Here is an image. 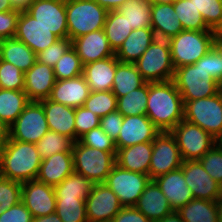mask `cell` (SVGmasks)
<instances>
[{
    "mask_svg": "<svg viewBox=\"0 0 222 222\" xmlns=\"http://www.w3.org/2000/svg\"><path fill=\"white\" fill-rule=\"evenodd\" d=\"M22 183L0 177V215L21 201Z\"/></svg>",
    "mask_w": 222,
    "mask_h": 222,
    "instance_id": "obj_44",
    "label": "cell"
},
{
    "mask_svg": "<svg viewBox=\"0 0 222 222\" xmlns=\"http://www.w3.org/2000/svg\"><path fill=\"white\" fill-rule=\"evenodd\" d=\"M218 205H219V208L222 209V193L218 199Z\"/></svg>",
    "mask_w": 222,
    "mask_h": 222,
    "instance_id": "obj_64",
    "label": "cell"
},
{
    "mask_svg": "<svg viewBox=\"0 0 222 222\" xmlns=\"http://www.w3.org/2000/svg\"><path fill=\"white\" fill-rule=\"evenodd\" d=\"M29 102L24 90L0 88V119L11 126Z\"/></svg>",
    "mask_w": 222,
    "mask_h": 222,
    "instance_id": "obj_33",
    "label": "cell"
},
{
    "mask_svg": "<svg viewBox=\"0 0 222 222\" xmlns=\"http://www.w3.org/2000/svg\"><path fill=\"white\" fill-rule=\"evenodd\" d=\"M147 174L125 170L115 164L104 182L118 197L123 207L135 206L146 185Z\"/></svg>",
    "mask_w": 222,
    "mask_h": 222,
    "instance_id": "obj_11",
    "label": "cell"
},
{
    "mask_svg": "<svg viewBox=\"0 0 222 222\" xmlns=\"http://www.w3.org/2000/svg\"><path fill=\"white\" fill-rule=\"evenodd\" d=\"M20 11L0 12V38L13 37L16 33Z\"/></svg>",
    "mask_w": 222,
    "mask_h": 222,
    "instance_id": "obj_53",
    "label": "cell"
},
{
    "mask_svg": "<svg viewBox=\"0 0 222 222\" xmlns=\"http://www.w3.org/2000/svg\"><path fill=\"white\" fill-rule=\"evenodd\" d=\"M170 132L176 139L183 161L200 160L216 144V139L209 133L184 119Z\"/></svg>",
    "mask_w": 222,
    "mask_h": 222,
    "instance_id": "obj_9",
    "label": "cell"
},
{
    "mask_svg": "<svg viewBox=\"0 0 222 222\" xmlns=\"http://www.w3.org/2000/svg\"><path fill=\"white\" fill-rule=\"evenodd\" d=\"M84 107L101 118L117 110V97L112 91H91Z\"/></svg>",
    "mask_w": 222,
    "mask_h": 222,
    "instance_id": "obj_42",
    "label": "cell"
},
{
    "mask_svg": "<svg viewBox=\"0 0 222 222\" xmlns=\"http://www.w3.org/2000/svg\"><path fill=\"white\" fill-rule=\"evenodd\" d=\"M151 28L156 38L168 40L183 30L173 4L159 3L151 7Z\"/></svg>",
    "mask_w": 222,
    "mask_h": 222,
    "instance_id": "obj_27",
    "label": "cell"
},
{
    "mask_svg": "<svg viewBox=\"0 0 222 222\" xmlns=\"http://www.w3.org/2000/svg\"><path fill=\"white\" fill-rule=\"evenodd\" d=\"M156 39L151 27L134 29L115 52L121 63H135Z\"/></svg>",
    "mask_w": 222,
    "mask_h": 222,
    "instance_id": "obj_29",
    "label": "cell"
},
{
    "mask_svg": "<svg viewBox=\"0 0 222 222\" xmlns=\"http://www.w3.org/2000/svg\"><path fill=\"white\" fill-rule=\"evenodd\" d=\"M205 69L216 82H222V44L216 42L205 55Z\"/></svg>",
    "mask_w": 222,
    "mask_h": 222,
    "instance_id": "obj_50",
    "label": "cell"
},
{
    "mask_svg": "<svg viewBox=\"0 0 222 222\" xmlns=\"http://www.w3.org/2000/svg\"><path fill=\"white\" fill-rule=\"evenodd\" d=\"M153 180L166 196L173 211H178L194 199L191 189L185 182L181 167Z\"/></svg>",
    "mask_w": 222,
    "mask_h": 222,
    "instance_id": "obj_21",
    "label": "cell"
},
{
    "mask_svg": "<svg viewBox=\"0 0 222 222\" xmlns=\"http://www.w3.org/2000/svg\"><path fill=\"white\" fill-rule=\"evenodd\" d=\"M110 47L116 52L133 28L118 10L108 11L103 28Z\"/></svg>",
    "mask_w": 222,
    "mask_h": 222,
    "instance_id": "obj_35",
    "label": "cell"
},
{
    "mask_svg": "<svg viewBox=\"0 0 222 222\" xmlns=\"http://www.w3.org/2000/svg\"><path fill=\"white\" fill-rule=\"evenodd\" d=\"M32 222H63L59 216L55 213L48 214L45 216L34 217Z\"/></svg>",
    "mask_w": 222,
    "mask_h": 222,
    "instance_id": "obj_58",
    "label": "cell"
},
{
    "mask_svg": "<svg viewBox=\"0 0 222 222\" xmlns=\"http://www.w3.org/2000/svg\"><path fill=\"white\" fill-rule=\"evenodd\" d=\"M9 139V126L0 119V150Z\"/></svg>",
    "mask_w": 222,
    "mask_h": 222,
    "instance_id": "obj_57",
    "label": "cell"
},
{
    "mask_svg": "<svg viewBox=\"0 0 222 222\" xmlns=\"http://www.w3.org/2000/svg\"><path fill=\"white\" fill-rule=\"evenodd\" d=\"M122 123L123 115L116 110L108 113L104 117H101L99 126L109 137L116 141L119 136Z\"/></svg>",
    "mask_w": 222,
    "mask_h": 222,
    "instance_id": "obj_51",
    "label": "cell"
},
{
    "mask_svg": "<svg viewBox=\"0 0 222 222\" xmlns=\"http://www.w3.org/2000/svg\"><path fill=\"white\" fill-rule=\"evenodd\" d=\"M15 37L25 43L36 54L59 40L53 32L37 22L26 11L20 12Z\"/></svg>",
    "mask_w": 222,
    "mask_h": 222,
    "instance_id": "obj_18",
    "label": "cell"
},
{
    "mask_svg": "<svg viewBox=\"0 0 222 222\" xmlns=\"http://www.w3.org/2000/svg\"><path fill=\"white\" fill-rule=\"evenodd\" d=\"M134 207L151 222H157L173 212L166 196L154 180H150L146 185Z\"/></svg>",
    "mask_w": 222,
    "mask_h": 222,
    "instance_id": "obj_25",
    "label": "cell"
},
{
    "mask_svg": "<svg viewBox=\"0 0 222 222\" xmlns=\"http://www.w3.org/2000/svg\"><path fill=\"white\" fill-rule=\"evenodd\" d=\"M56 82L53 67L35 64L24 73V92L29 101H42L48 99Z\"/></svg>",
    "mask_w": 222,
    "mask_h": 222,
    "instance_id": "obj_19",
    "label": "cell"
},
{
    "mask_svg": "<svg viewBox=\"0 0 222 222\" xmlns=\"http://www.w3.org/2000/svg\"><path fill=\"white\" fill-rule=\"evenodd\" d=\"M92 183L79 173L73 172L60 184L54 186L56 198H77L85 200L91 193Z\"/></svg>",
    "mask_w": 222,
    "mask_h": 222,
    "instance_id": "obj_36",
    "label": "cell"
},
{
    "mask_svg": "<svg viewBox=\"0 0 222 222\" xmlns=\"http://www.w3.org/2000/svg\"><path fill=\"white\" fill-rule=\"evenodd\" d=\"M45 111L49 131L63 134L76 142L75 108L45 99L40 101Z\"/></svg>",
    "mask_w": 222,
    "mask_h": 222,
    "instance_id": "obj_23",
    "label": "cell"
},
{
    "mask_svg": "<svg viewBox=\"0 0 222 222\" xmlns=\"http://www.w3.org/2000/svg\"><path fill=\"white\" fill-rule=\"evenodd\" d=\"M12 8L20 12L27 11L35 0H9Z\"/></svg>",
    "mask_w": 222,
    "mask_h": 222,
    "instance_id": "obj_56",
    "label": "cell"
},
{
    "mask_svg": "<svg viewBox=\"0 0 222 222\" xmlns=\"http://www.w3.org/2000/svg\"><path fill=\"white\" fill-rule=\"evenodd\" d=\"M152 4H159V3H168V4H173L177 0H150Z\"/></svg>",
    "mask_w": 222,
    "mask_h": 222,
    "instance_id": "obj_62",
    "label": "cell"
},
{
    "mask_svg": "<svg viewBox=\"0 0 222 222\" xmlns=\"http://www.w3.org/2000/svg\"><path fill=\"white\" fill-rule=\"evenodd\" d=\"M56 214L63 222H88L85 200L56 198Z\"/></svg>",
    "mask_w": 222,
    "mask_h": 222,
    "instance_id": "obj_40",
    "label": "cell"
},
{
    "mask_svg": "<svg viewBox=\"0 0 222 222\" xmlns=\"http://www.w3.org/2000/svg\"><path fill=\"white\" fill-rule=\"evenodd\" d=\"M216 144L222 149V134L216 139Z\"/></svg>",
    "mask_w": 222,
    "mask_h": 222,
    "instance_id": "obj_63",
    "label": "cell"
},
{
    "mask_svg": "<svg viewBox=\"0 0 222 222\" xmlns=\"http://www.w3.org/2000/svg\"><path fill=\"white\" fill-rule=\"evenodd\" d=\"M172 81L183 100L211 97L219 92V83L205 69V55L195 64L176 68Z\"/></svg>",
    "mask_w": 222,
    "mask_h": 222,
    "instance_id": "obj_4",
    "label": "cell"
},
{
    "mask_svg": "<svg viewBox=\"0 0 222 222\" xmlns=\"http://www.w3.org/2000/svg\"><path fill=\"white\" fill-rule=\"evenodd\" d=\"M21 202L31 212L32 217L55 213L56 195L54 186L30 180L22 183Z\"/></svg>",
    "mask_w": 222,
    "mask_h": 222,
    "instance_id": "obj_15",
    "label": "cell"
},
{
    "mask_svg": "<svg viewBox=\"0 0 222 222\" xmlns=\"http://www.w3.org/2000/svg\"><path fill=\"white\" fill-rule=\"evenodd\" d=\"M75 141L68 136L48 131L37 143V151L41 159H46L60 152H72Z\"/></svg>",
    "mask_w": 222,
    "mask_h": 222,
    "instance_id": "obj_39",
    "label": "cell"
},
{
    "mask_svg": "<svg viewBox=\"0 0 222 222\" xmlns=\"http://www.w3.org/2000/svg\"><path fill=\"white\" fill-rule=\"evenodd\" d=\"M111 222H151L134 206L122 207Z\"/></svg>",
    "mask_w": 222,
    "mask_h": 222,
    "instance_id": "obj_54",
    "label": "cell"
},
{
    "mask_svg": "<svg viewBox=\"0 0 222 222\" xmlns=\"http://www.w3.org/2000/svg\"><path fill=\"white\" fill-rule=\"evenodd\" d=\"M100 117L81 106L75 108L76 141L90 130L99 127Z\"/></svg>",
    "mask_w": 222,
    "mask_h": 222,
    "instance_id": "obj_49",
    "label": "cell"
},
{
    "mask_svg": "<svg viewBox=\"0 0 222 222\" xmlns=\"http://www.w3.org/2000/svg\"><path fill=\"white\" fill-rule=\"evenodd\" d=\"M74 172L72 152H60L42 159L37 180L55 186Z\"/></svg>",
    "mask_w": 222,
    "mask_h": 222,
    "instance_id": "obj_26",
    "label": "cell"
},
{
    "mask_svg": "<svg viewBox=\"0 0 222 222\" xmlns=\"http://www.w3.org/2000/svg\"><path fill=\"white\" fill-rule=\"evenodd\" d=\"M184 222H218V201L192 199L177 211Z\"/></svg>",
    "mask_w": 222,
    "mask_h": 222,
    "instance_id": "obj_32",
    "label": "cell"
},
{
    "mask_svg": "<svg viewBox=\"0 0 222 222\" xmlns=\"http://www.w3.org/2000/svg\"><path fill=\"white\" fill-rule=\"evenodd\" d=\"M143 79L134 63H121L116 65L112 93L117 97L125 96L127 93L143 86Z\"/></svg>",
    "mask_w": 222,
    "mask_h": 222,
    "instance_id": "obj_31",
    "label": "cell"
},
{
    "mask_svg": "<svg viewBox=\"0 0 222 222\" xmlns=\"http://www.w3.org/2000/svg\"><path fill=\"white\" fill-rule=\"evenodd\" d=\"M181 168L194 199L218 201L222 186L210 177L199 160L183 161Z\"/></svg>",
    "mask_w": 222,
    "mask_h": 222,
    "instance_id": "obj_16",
    "label": "cell"
},
{
    "mask_svg": "<svg viewBox=\"0 0 222 222\" xmlns=\"http://www.w3.org/2000/svg\"><path fill=\"white\" fill-rule=\"evenodd\" d=\"M206 25L216 31L222 24V0H193Z\"/></svg>",
    "mask_w": 222,
    "mask_h": 222,
    "instance_id": "obj_43",
    "label": "cell"
},
{
    "mask_svg": "<svg viewBox=\"0 0 222 222\" xmlns=\"http://www.w3.org/2000/svg\"><path fill=\"white\" fill-rule=\"evenodd\" d=\"M184 101V120L198 125L217 139L222 134V94Z\"/></svg>",
    "mask_w": 222,
    "mask_h": 222,
    "instance_id": "obj_8",
    "label": "cell"
},
{
    "mask_svg": "<svg viewBox=\"0 0 222 222\" xmlns=\"http://www.w3.org/2000/svg\"><path fill=\"white\" fill-rule=\"evenodd\" d=\"M173 67L195 64L214 46V30H182L168 39Z\"/></svg>",
    "mask_w": 222,
    "mask_h": 222,
    "instance_id": "obj_3",
    "label": "cell"
},
{
    "mask_svg": "<svg viewBox=\"0 0 222 222\" xmlns=\"http://www.w3.org/2000/svg\"><path fill=\"white\" fill-rule=\"evenodd\" d=\"M149 82L117 98V111L123 116L146 115Z\"/></svg>",
    "mask_w": 222,
    "mask_h": 222,
    "instance_id": "obj_37",
    "label": "cell"
},
{
    "mask_svg": "<svg viewBox=\"0 0 222 222\" xmlns=\"http://www.w3.org/2000/svg\"><path fill=\"white\" fill-rule=\"evenodd\" d=\"M107 13L95 0H66L68 38L103 29Z\"/></svg>",
    "mask_w": 222,
    "mask_h": 222,
    "instance_id": "obj_5",
    "label": "cell"
},
{
    "mask_svg": "<svg viewBox=\"0 0 222 222\" xmlns=\"http://www.w3.org/2000/svg\"><path fill=\"white\" fill-rule=\"evenodd\" d=\"M84 65L71 46L53 67L56 80H66L83 74Z\"/></svg>",
    "mask_w": 222,
    "mask_h": 222,
    "instance_id": "obj_41",
    "label": "cell"
},
{
    "mask_svg": "<svg viewBox=\"0 0 222 222\" xmlns=\"http://www.w3.org/2000/svg\"><path fill=\"white\" fill-rule=\"evenodd\" d=\"M74 172L94 184L104 183L116 164V152H107L81 144L78 140L72 150Z\"/></svg>",
    "mask_w": 222,
    "mask_h": 222,
    "instance_id": "obj_6",
    "label": "cell"
},
{
    "mask_svg": "<svg viewBox=\"0 0 222 222\" xmlns=\"http://www.w3.org/2000/svg\"><path fill=\"white\" fill-rule=\"evenodd\" d=\"M49 131L43 105L30 101L9 126V139L36 144Z\"/></svg>",
    "mask_w": 222,
    "mask_h": 222,
    "instance_id": "obj_10",
    "label": "cell"
},
{
    "mask_svg": "<svg viewBox=\"0 0 222 222\" xmlns=\"http://www.w3.org/2000/svg\"><path fill=\"white\" fill-rule=\"evenodd\" d=\"M90 92V88L82 74L66 80H56L49 99L77 108L84 106Z\"/></svg>",
    "mask_w": 222,
    "mask_h": 222,
    "instance_id": "obj_22",
    "label": "cell"
},
{
    "mask_svg": "<svg viewBox=\"0 0 222 222\" xmlns=\"http://www.w3.org/2000/svg\"><path fill=\"white\" fill-rule=\"evenodd\" d=\"M216 34V41L220 44H222V24L219 26V28L215 31Z\"/></svg>",
    "mask_w": 222,
    "mask_h": 222,
    "instance_id": "obj_61",
    "label": "cell"
},
{
    "mask_svg": "<svg viewBox=\"0 0 222 222\" xmlns=\"http://www.w3.org/2000/svg\"><path fill=\"white\" fill-rule=\"evenodd\" d=\"M151 7L150 0H126L118 11L134 30L151 27Z\"/></svg>",
    "mask_w": 222,
    "mask_h": 222,
    "instance_id": "obj_34",
    "label": "cell"
},
{
    "mask_svg": "<svg viewBox=\"0 0 222 222\" xmlns=\"http://www.w3.org/2000/svg\"><path fill=\"white\" fill-rule=\"evenodd\" d=\"M151 156L152 142H145L117 149L115 161L125 170L149 175Z\"/></svg>",
    "mask_w": 222,
    "mask_h": 222,
    "instance_id": "obj_28",
    "label": "cell"
},
{
    "mask_svg": "<svg viewBox=\"0 0 222 222\" xmlns=\"http://www.w3.org/2000/svg\"><path fill=\"white\" fill-rule=\"evenodd\" d=\"M160 132L146 115L123 116V123L115 145L117 149H120L139 143L153 142Z\"/></svg>",
    "mask_w": 222,
    "mask_h": 222,
    "instance_id": "obj_17",
    "label": "cell"
},
{
    "mask_svg": "<svg viewBox=\"0 0 222 222\" xmlns=\"http://www.w3.org/2000/svg\"><path fill=\"white\" fill-rule=\"evenodd\" d=\"M72 47L83 65L115 56L103 29L73 39Z\"/></svg>",
    "mask_w": 222,
    "mask_h": 222,
    "instance_id": "obj_20",
    "label": "cell"
},
{
    "mask_svg": "<svg viewBox=\"0 0 222 222\" xmlns=\"http://www.w3.org/2000/svg\"><path fill=\"white\" fill-rule=\"evenodd\" d=\"M88 222H111L122 209L116 194L105 184H94L85 199Z\"/></svg>",
    "mask_w": 222,
    "mask_h": 222,
    "instance_id": "obj_13",
    "label": "cell"
},
{
    "mask_svg": "<svg viewBox=\"0 0 222 222\" xmlns=\"http://www.w3.org/2000/svg\"><path fill=\"white\" fill-rule=\"evenodd\" d=\"M183 30H211L205 23L193 0H177L173 3Z\"/></svg>",
    "mask_w": 222,
    "mask_h": 222,
    "instance_id": "obj_38",
    "label": "cell"
},
{
    "mask_svg": "<svg viewBox=\"0 0 222 222\" xmlns=\"http://www.w3.org/2000/svg\"><path fill=\"white\" fill-rule=\"evenodd\" d=\"M119 62L116 56H111L103 60L85 64L83 76L86 79L90 91H111L113 88L116 65Z\"/></svg>",
    "mask_w": 222,
    "mask_h": 222,
    "instance_id": "obj_24",
    "label": "cell"
},
{
    "mask_svg": "<svg viewBox=\"0 0 222 222\" xmlns=\"http://www.w3.org/2000/svg\"><path fill=\"white\" fill-rule=\"evenodd\" d=\"M219 91H220L221 94H222V82L219 84Z\"/></svg>",
    "mask_w": 222,
    "mask_h": 222,
    "instance_id": "obj_66",
    "label": "cell"
},
{
    "mask_svg": "<svg viewBox=\"0 0 222 222\" xmlns=\"http://www.w3.org/2000/svg\"><path fill=\"white\" fill-rule=\"evenodd\" d=\"M41 161L36 144L8 139L0 150V175L20 183L35 180Z\"/></svg>",
    "mask_w": 222,
    "mask_h": 222,
    "instance_id": "obj_2",
    "label": "cell"
},
{
    "mask_svg": "<svg viewBox=\"0 0 222 222\" xmlns=\"http://www.w3.org/2000/svg\"><path fill=\"white\" fill-rule=\"evenodd\" d=\"M107 11L118 10L126 0H95Z\"/></svg>",
    "mask_w": 222,
    "mask_h": 222,
    "instance_id": "obj_55",
    "label": "cell"
},
{
    "mask_svg": "<svg viewBox=\"0 0 222 222\" xmlns=\"http://www.w3.org/2000/svg\"><path fill=\"white\" fill-rule=\"evenodd\" d=\"M199 161L210 177L222 186V149L215 144Z\"/></svg>",
    "mask_w": 222,
    "mask_h": 222,
    "instance_id": "obj_47",
    "label": "cell"
},
{
    "mask_svg": "<svg viewBox=\"0 0 222 222\" xmlns=\"http://www.w3.org/2000/svg\"><path fill=\"white\" fill-rule=\"evenodd\" d=\"M26 12L59 39L68 38L66 1L35 0Z\"/></svg>",
    "mask_w": 222,
    "mask_h": 222,
    "instance_id": "obj_14",
    "label": "cell"
},
{
    "mask_svg": "<svg viewBox=\"0 0 222 222\" xmlns=\"http://www.w3.org/2000/svg\"><path fill=\"white\" fill-rule=\"evenodd\" d=\"M72 46V41L69 38H62L51 44L45 50L36 54L37 61L41 64H45L54 67L57 61L63 56V54Z\"/></svg>",
    "mask_w": 222,
    "mask_h": 222,
    "instance_id": "obj_48",
    "label": "cell"
},
{
    "mask_svg": "<svg viewBox=\"0 0 222 222\" xmlns=\"http://www.w3.org/2000/svg\"><path fill=\"white\" fill-rule=\"evenodd\" d=\"M14 10L9 0H0V12H7Z\"/></svg>",
    "mask_w": 222,
    "mask_h": 222,
    "instance_id": "obj_60",
    "label": "cell"
},
{
    "mask_svg": "<svg viewBox=\"0 0 222 222\" xmlns=\"http://www.w3.org/2000/svg\"><path fill=\"white\" fill-rule=\"evenodd\" d=\"M31 212L20 201L0 215V222H32Z\"/></svg>",
    "mask_w": 222,
    "mask_h": 222,
    "instance_id": "obj_52",
    "label": "cell"
},
{
    "mask_svg": "<svg viewBox=\"0 0 222 222\" xmlns=\"http://www.w3.org/2000/svg\"><path fill=\"white\" fill-rule=\"evenodd\" d=\"M157 222H184L181 215L177 211H173L169 215L164 216Z\"/></svg>",
    "mask_w": 222,
    "mask_h": 222,
    "instance_id": "obj_59",
    "label": "cell"
},
{
    "mask_svg": "<svg viewBox=\"0 0 222 222\" xmlns=\"http://www.w3.org/2000/svg\"><path fill=\"white\" fill-rule=\"evenodd\" d=\"M78 141L88 147L107 152H117L115 141L99 126L81 136Z\"/></svg>",
    "mask_w": 222,
    "mask_h": 222,
    "instance_id": "obj_46",
    "label": "cell"
},
{
    "mask_svg": "<svg viewBox=\"0 0 222 222\" xmlns=\"http://www.w3.org/2000/svg\"><path fill=\"white\" fill-rule=\"evenodd\" d=\"M146 116L161 132L184 119V101L172 80L149 83Z\"/></svg>",
    "mask_w": 222,
    "mask_h": 222,
    "instance_id": "obj_1",
    "label": "cell"
},
{
    "mask_svg": "<svg viewBox=\"0 0 222 222\" xmlns=\"http://www.w3.org/2000/svg\"><path fill=\"white\" fill-rule=\"evenodd\" d=\"M36 53L15 36L1 39L0 59L10 62L24 73L37 61Z\"/></svg>",
    "mask_w": 222,
    "mask_h": 222,
    "instance_id": "obj_30",
    "label": "cell"
},
{
    "mask_svg": "<svg viewBox=\"0 0 222 222\" xmlns=\"http://www.w3.org/2000/svg\"><path fill=\"white\" fill-rule=\"evenodd\" d=\"M218 222H222V209L219 208Z\"/></svg>",
    "mask_w": 222,
    "mask_h": 222,
    "instance_id": "obj_65",
    "label": "cell"
},
{
    "mask_svg": "<svg viewBox=\"0 0 222 222\" xmlns=\"http://www.w3.org/2000/svg\"><path fill=\"white\" fill-rule=\"evenodd\" d=\"M134 64L146 82H166L173 79L175 68L168 40L156 38Z\"/></svg>",
    "mask_w": 222,
    "mask_h": 222,
    "instance_id": "obj_7",
    "label": "cell"
},
{
    "mask_svg": "<svg viewBox=\"0 0 222 222\" xmlns=\"http://www.w3.org/2000/svg\"><path fill=\"white\" fill-rule=\"evenodd\" d=\"M183 159L170 131L160 132L152 142L149 176L153 180L182 166Z\"/></svg>",
    "mask_w": 222,
    "mask_h": 222,
    "instance_id": "obj_12",
    "label": "cell"
},
{
    "mask_svg": "<svg viewBox=\"0 0 222 222\" xmlns=\"http://www.w3.org/2000/svg\"><path fill=\"white\" fill-rule=\"evenodd\" d=\"M0 88L10 90H24V72L0 59Z\"/></svg>",
    "mask_w": 222,
    "mask_h": 222,
    "instance_id": "obj_45",
    "label": "cell"
}]
</instances>
